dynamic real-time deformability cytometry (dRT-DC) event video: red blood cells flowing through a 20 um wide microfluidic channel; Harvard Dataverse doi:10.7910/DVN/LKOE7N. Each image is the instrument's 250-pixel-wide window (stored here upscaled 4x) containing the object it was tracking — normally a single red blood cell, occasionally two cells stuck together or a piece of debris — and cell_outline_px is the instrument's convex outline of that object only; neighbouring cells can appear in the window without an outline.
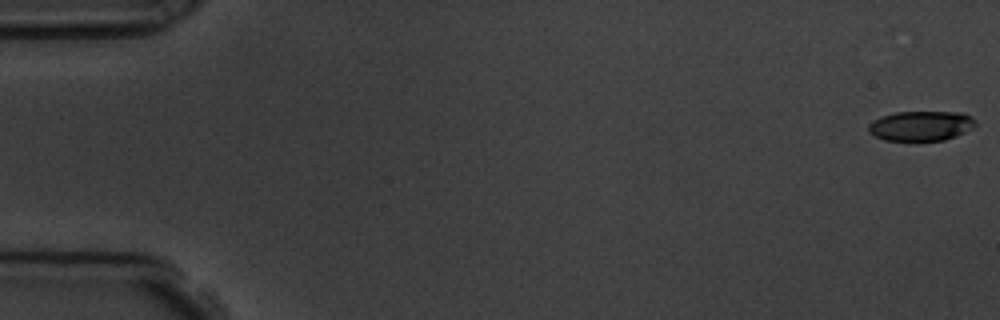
{"species": "common noctule bat (a hibernating species)", "species_latin": "Nyctalus noctula", "temperature_condition": "room temperature", "stored_images_in_passage": 54, "camera_frame_rate_fps": 3000, "um_per_image_px": 0.085, "animal": {"sex": "male", "body_mass_g": 19.5, "forearm_length_mm": 54.6}, "frame": {"image": 1, "passage_image": 1, "time_ms": 0.0, "image_size_px": [1000, 320], "cell_outline_px": [[976, 124], [972, 128], [956, 136], [944, 140], [884, 140], [868, 132], [868, 124], [872, 120], [880, 116], [896, 112], [960, 112], [972, 116], [976, 120]], "centroid_in_image_um": [78.27, 10.68], "position_along_channel_um": 6.7, "area_um2": 18.67}}
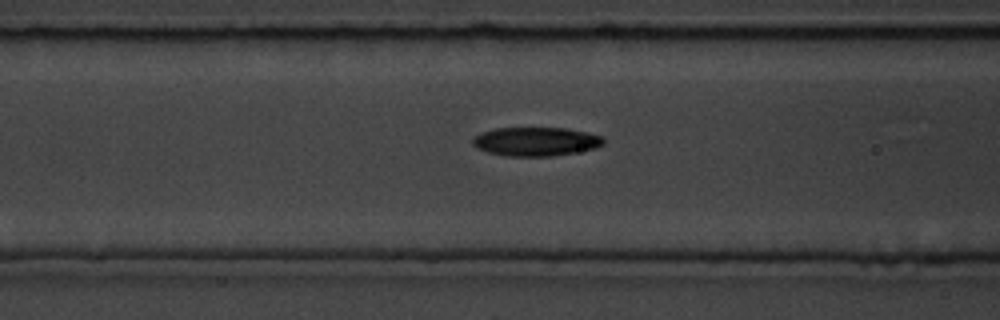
{"frame": {"image": 2, "passage_image": 22, "time_ms": 7.0, "image_size_px": [1000, 320], "cell_outline_px": [[604, 144], [596, 148], [576, 152], [552, 156], [508, 156], [488, 152], [476, 148], [472, 144], [472, 136], [480, 132], [496, 128], [564, 128], [588, 132], [604, 136]], "centroid_in_image_um": [45.54, 12.02], "position_along_channel_um": 121.1, "area_um2": 22.2}}
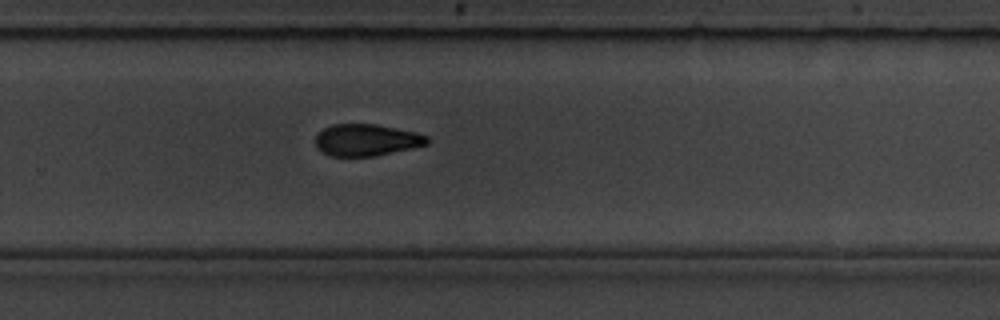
{"frame": {"image": 3, "passage_image": 36, "time_ms": 11.667, "image_size_px": [1000, 320], "cell_outline_px": [[428, 144], [412, 148], [376, 156], [332, 156], [320, 152], [316, 148], [316, 136], [324, 128], [332, 124], [376, 124], [416, 132], [428, 136]], "centroid_in_image_um": [31.14, 11.9], "position_along_channel_um": 298.7, "area_um2": 20.75}, "authors_computed_cell_mechanics": {"area_um2": 21.0103, "velocity_mm_per_s": 3.8203, "shape_relaxation_time_tau1_ms": 4.0992, "shape_relaxation_time_tau2_ms": 8.0373, "deformation_change_tau1": 0.1298, "deformation_change_tau2": 0.1501}}